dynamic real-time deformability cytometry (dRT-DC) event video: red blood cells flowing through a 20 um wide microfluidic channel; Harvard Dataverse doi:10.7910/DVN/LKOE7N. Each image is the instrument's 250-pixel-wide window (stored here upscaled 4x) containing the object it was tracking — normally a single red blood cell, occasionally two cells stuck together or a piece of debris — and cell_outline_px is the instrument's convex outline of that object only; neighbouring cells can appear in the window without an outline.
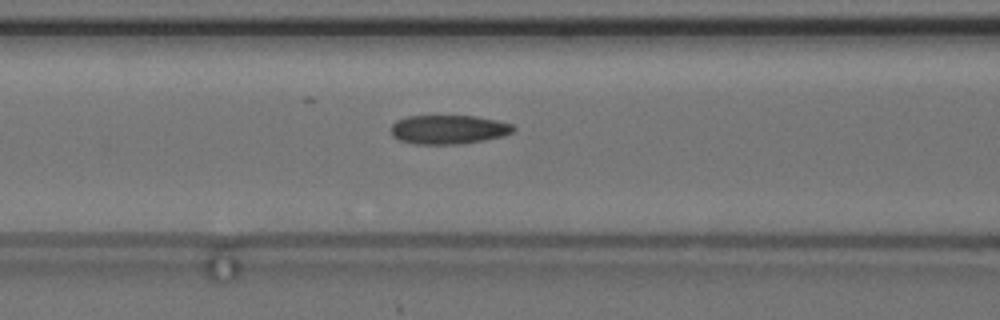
{"species": "common noctule bat (a hibernating species)", "species_latin": "Nyctalus noctula", "temperature_condition": "cold", "stored_images_in_passage": 29, "camera_frame_rate_fps": 3000, "um_per_image_px": 0.085, "animal": {"sex": "female", "body_mass_g": 24.6, "forearm_length_mm": 56.2}, "frame": {"image": 1, "passage_image": 9, "time_ms": 2.667, "image_size_px": [1000, 320], "cell_outline_px": [[516, 128], [512, 132], [504, 136], [484, 140], [460, 144], [416, 144], [400, 140], [392, 136], [388, 128], [396, 120], [408, 116], [476, 116], [496, 120], [512, 124]], "centroid_in_image_um": [38.1, 11.01], "position_along_channel_um": 128.5, "area_um2": 20.87}, "authors_computed_cell_mechanics": {"area_um2": 20.8658, "velocity_mm_per_s": 3.6567, "shape_relaxation_time_tau1_ms": 6.7749, "shape_relaxation_time_tau2_ms": 3.4196, "deformation_change_tau1": 0.1536, "deformation_change_tau2": 0.1068}}